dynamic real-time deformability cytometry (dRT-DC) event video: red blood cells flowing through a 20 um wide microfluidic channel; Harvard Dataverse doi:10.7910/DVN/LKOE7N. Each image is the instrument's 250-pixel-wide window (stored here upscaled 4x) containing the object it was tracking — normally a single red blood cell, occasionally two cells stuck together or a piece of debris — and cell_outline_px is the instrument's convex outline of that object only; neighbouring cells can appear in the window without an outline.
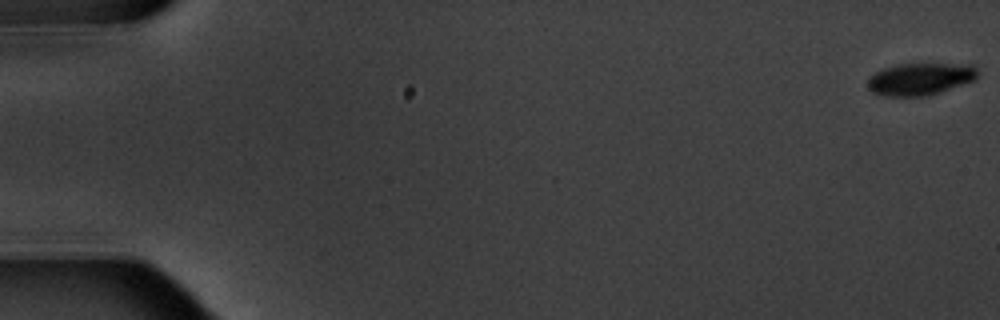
{"species": "common noctule bat (a hibernating species)", "species_latin": "Nyctalus noctula", "temperature_condition": "warm", "stored_images_in_passage": 5, "camera_frame_rate_fps": 3000, "um_per_image_px": 0.085, "animal": {"sex": "male", "body_mass_g": 20.1, "forearm_length_mm": 53.5}, "frame": {"image": 1, "passage_image": 1, "time_ms": 0.0, "image_size_px": [1000, 320], "cell_outline_px": [[976, 76], [972, 80], [928, 96], [884, 96], [872, 92], [868, 88], [868, 76], [884, 68], [900, 64], [972, 64], [976, 68]], "centroid_in_image_um": [78.15, 6.71], "position_along_channel_um": 6.8, "area_um2": 20.35}}
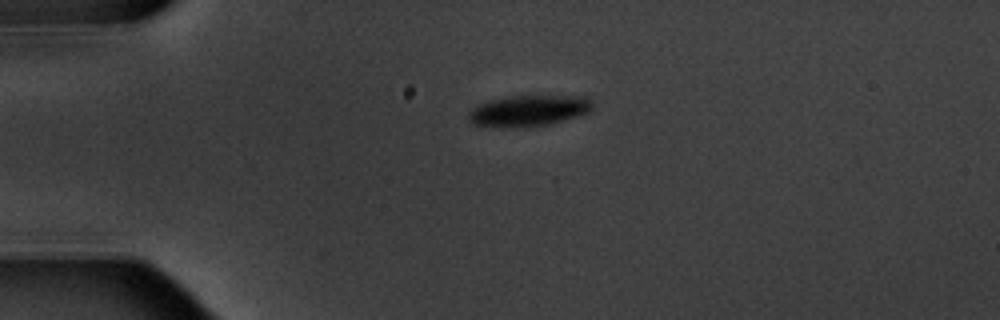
{"frame": {"image": 2, "passage_image": 4, "time_ms": 4.667, "image_size_px": [1000, 320], "cell_outline_px": [[592, 108], [588, 112], [580, 116], [552, 124], [524, 128], [516, 128], [472, 124], [468, 120], [468, 112], [472, 108], [488, 100], [508, 96], [584, 96], [592, 100]], "centroid_in_image_um": [44.94, 9.42], "position_along_channel_um": 40.1, "area_um2": 22.77}}